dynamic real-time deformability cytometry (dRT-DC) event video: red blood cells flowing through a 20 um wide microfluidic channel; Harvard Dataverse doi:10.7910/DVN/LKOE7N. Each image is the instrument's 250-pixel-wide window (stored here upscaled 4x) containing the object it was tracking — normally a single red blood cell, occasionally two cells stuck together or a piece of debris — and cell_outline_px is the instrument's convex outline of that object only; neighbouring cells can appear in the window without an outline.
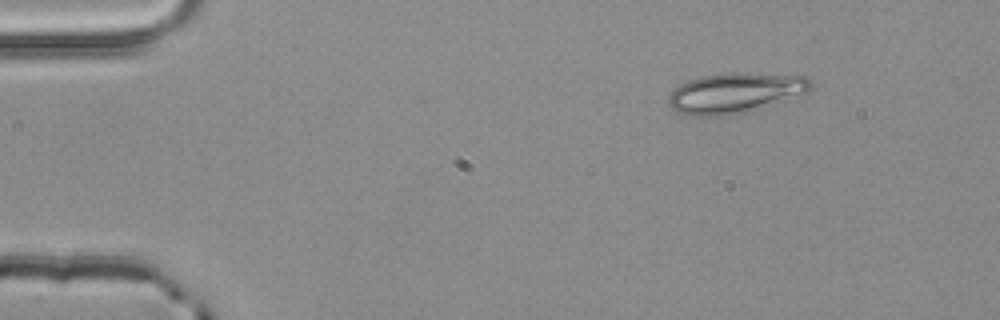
{"species": "common noctule bat (a hibernating species)", "species_latin": "Nyctalus noctula", "temperature_condition": "room temperature", "stored_images_in_passage": 3, "camera_frame_rate_fps": 3000, "um_per_image_px": 0.085, "animal": {"sex": "male", "body_mass_g": 20.4}, "frame": {"image": 1, "passage_image": 1, "time_ms": 0.0, "image_size_px": [1000, 320], "cell_outline_px": [[812, 84], [808, 92], [784, 100], [744, 112], [724, 116], [692, 116], [676, 112], [668, 104], [668, 96], [680, 84], [704, 76], [728, 72], [740, 72], [804, 76], [812, 80]], "centroid_in_image_um": [62.47, 7.9], "position_along_channel_um": 22.5, "area_um2": 33.06}}